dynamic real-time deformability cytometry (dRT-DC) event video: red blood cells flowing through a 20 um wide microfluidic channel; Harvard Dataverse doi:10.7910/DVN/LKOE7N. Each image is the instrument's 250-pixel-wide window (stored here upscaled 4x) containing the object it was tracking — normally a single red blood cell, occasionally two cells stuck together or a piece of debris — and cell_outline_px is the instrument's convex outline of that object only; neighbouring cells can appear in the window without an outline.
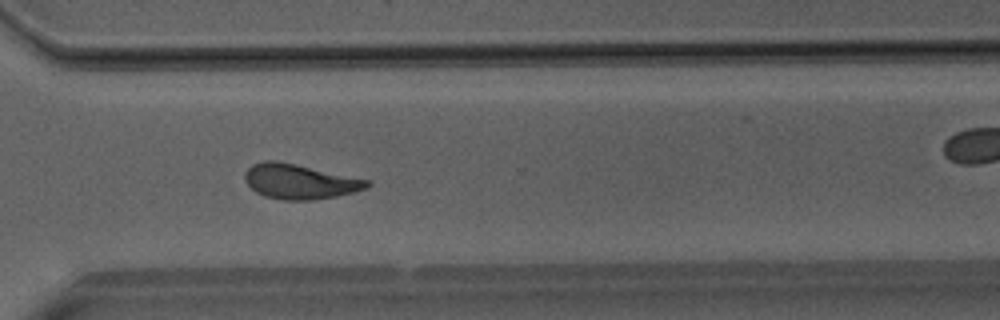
{"species": "Egyptian fruit bat (a non-hibernating species)", "species_latin": "Rousettus aegyptiacus", "temperature_condition": "room temperature", "stored_images_in_passage": 45, "camera_frame_rate_fps": 3000, "um_per_image_px": 0.085, "animal": {"sex": "male"}, "frame": {"image": 1, "passage_image": 32, "time_ms": 10.333, "image_size_px": [1000, 320], "cell_outline_px": [[372, 184], [368, 188], [336, 196], [312, 200], [284, 200], [264, 196], [256, 192], [244, 180], [244, 172], [252, 164], [264, 160], [272, 160], [296, 164], [372, 180]], "centroid_in_image_um": [25.49, 15.42], "position_along_channel_um": 345.1, "area_um2": 24.97}}
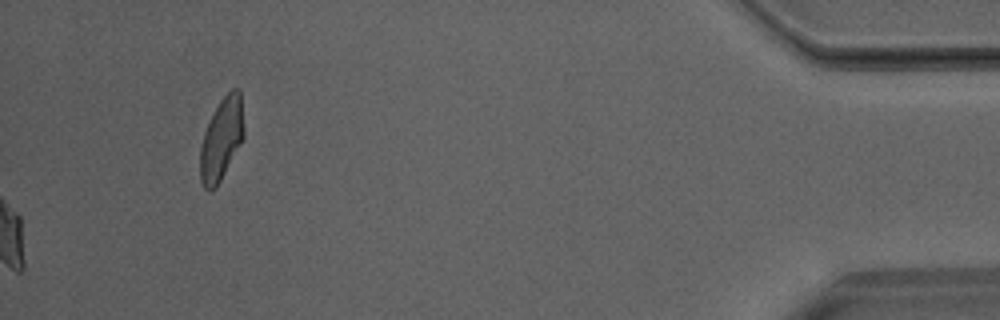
{"frame": {"image": 2, "passage_image": 45, "time_ms": 14.667, "image_size_px": [1000, 320], "cell_outline_px": [[244, 140], [216, 188], [204, 188], [200, 180], [200, 148], [204, 132], [220, 100], [232, 88], [240, 88], [244, 128]], "centroid_in_image_um": [18.85, 11.82], "position_along_channel_um": 416.3, "area_um2": 20.98}}